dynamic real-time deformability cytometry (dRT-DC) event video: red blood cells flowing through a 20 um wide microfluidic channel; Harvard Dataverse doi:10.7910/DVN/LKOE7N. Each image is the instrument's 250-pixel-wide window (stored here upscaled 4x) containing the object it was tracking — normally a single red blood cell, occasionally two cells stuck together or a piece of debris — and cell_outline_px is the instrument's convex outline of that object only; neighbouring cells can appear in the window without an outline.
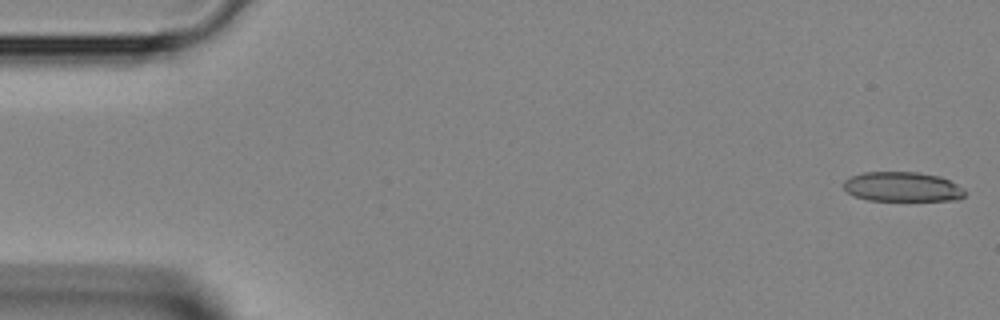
{"species": "Egyptian fruit bat (a non-hibernating species)", "species_latin": "Rousettus aegyptiacus", "temperature_condition": "room temperature", "stored_images_in_passage": 44, "camera_frame_rate_fps": 3000, "um_per_image_px": 0.085, "animal": {"sex": "female"}, "frame": {"image": 1, "passage_image": 1, "time_ms": 0.0, "image_size_px": [1000, 320], "cell_outline_px": [[964, 196], [960, 200], [868, 200], [852, 196], [844, 188], [844, 180], [848, 176], [864, 172], [920, 172], [940, 176], [964, 188]], "centroid_in_image_um": [76.68, 15.87], "position_along_channel_um": 8.3, "area_um2": 21.1}}
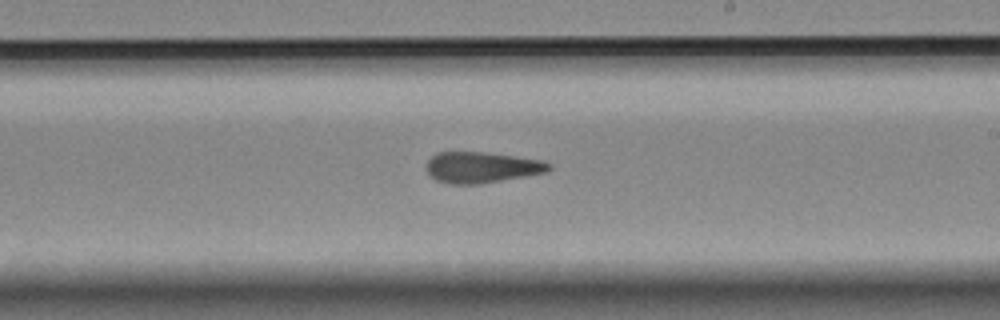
{"frame": {"image": 2, "passage_image": 25, "time_ms": 8.0, "image_size_px": [1000, 320], "cell_outline_px": [[552, 168], [548, 172], [480, 184], [448, 184], [436, 180], [428, 176], [424, 168], [428, 160], [436, 152], [484, 152], [540, 160], [552, 164]], "centroid_in_image_um": [40.89, 14.23], "position_along_channel_um": 248.1, "area_um2": 22.31}}
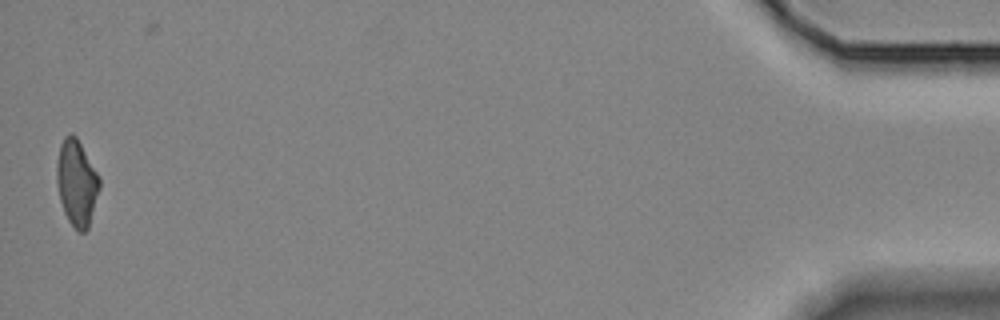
{"frame": {"image": 3, "passage_image": 43, "time_ms": 14.0, "image_size_px": [1000, 320], "cell_outline_px": [[100, 188], [88, 228], [84, 232], [76, 232], [68, 220], [64, 212], [60, 200], [56, 180], [56, 164], [60, 144], [64, 136], [72, 132], [76, 136], [100, 176]], "centroid_in_image_um": [6.51, 15.53], "position_along_channel_um": 428.7, "area_um2": 21.68}}